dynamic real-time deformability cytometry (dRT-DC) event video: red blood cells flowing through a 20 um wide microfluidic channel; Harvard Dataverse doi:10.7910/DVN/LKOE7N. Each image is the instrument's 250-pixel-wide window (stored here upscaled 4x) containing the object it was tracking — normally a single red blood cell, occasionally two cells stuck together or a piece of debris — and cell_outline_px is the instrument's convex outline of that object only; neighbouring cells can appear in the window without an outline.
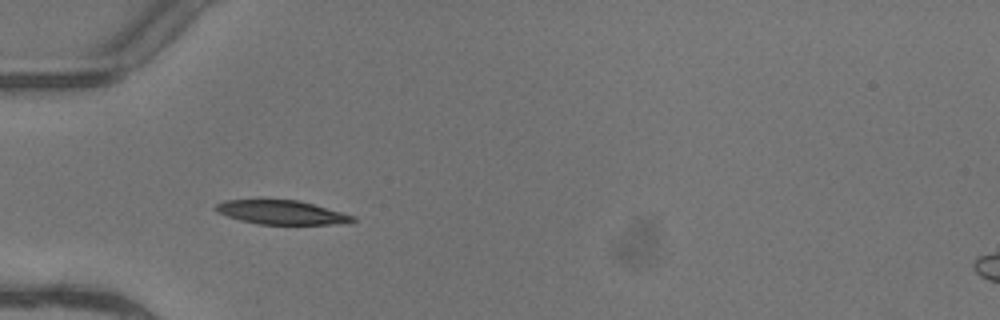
{"species": "common noctule bat (a hibernating species)", "species_latin": "Nyctalus noctula", "temperature_condition": "warm", "stored_images_in_passage": 7, "camera_frame_rate_fps": 3000, "um_per_image_px": 0.085, "animal": {"sex": "female"}, "frame": {"image": 1, "passage_image": 6, "time_ms": 1.667, "image_size_px": [1000, 320], "cell_outline_px": [[356, 220], [348, 224], [260, 224], [240, 220], [216, 212], [212, 208], [216, 204], [224, 200], [260, 196], [300, 200], [356, 216]], "centroid_in_image_um": [23.86, 17.99], "position_along_channel_um": 61.1, "area_um2": 20.35}}
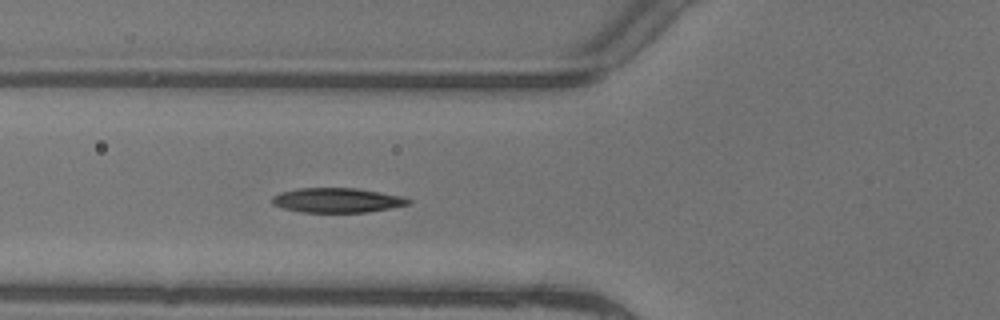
{"frame": {"image": 2, "passage_image": 7, "time_ms": 2.0, "image_size_px": [1000, 320], "cell_outline_px": [[412, 200], [408, 204], [368, 212], [300, 212], [284, 208], [272, 204], [272, 196], [280, 192], [296, 188], [356, 188], [404, 196]], "centroid_in_image_um": [28.63, 17.01], "position_along_channel_um": 97.2, "area_um2": 19.54}}